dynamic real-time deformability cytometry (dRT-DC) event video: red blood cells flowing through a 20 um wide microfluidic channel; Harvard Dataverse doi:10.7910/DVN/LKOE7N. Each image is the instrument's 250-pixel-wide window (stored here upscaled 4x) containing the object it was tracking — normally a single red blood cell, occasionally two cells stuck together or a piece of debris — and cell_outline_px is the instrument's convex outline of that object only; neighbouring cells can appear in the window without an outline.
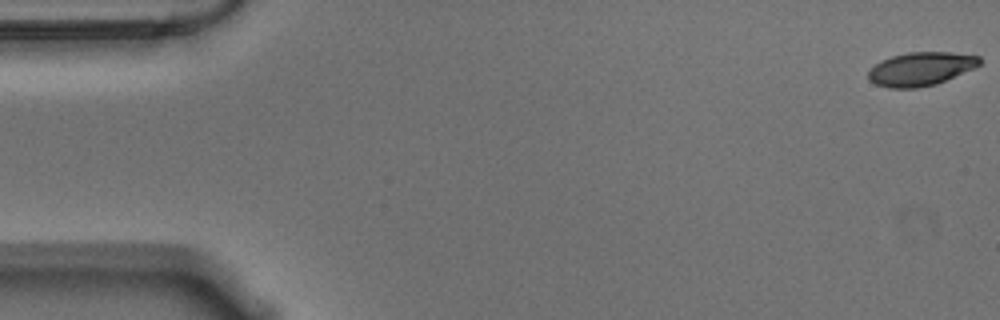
{"species": "Egyptian fruit bat (a non-hibernating species)", "species_latin": "Rousettus aegyptiacus", "temperature_condition": "warm", "stored_images_in_passage": 12, "camera_frame_rate_fps": 3000, "um_per_image_px": 0.085, "animal": {"sex": "male"}, "frame": {"image": 1, "passage_image": 1, "time_ms": 0.0, "image_size_px": [1000, 320], "cell_outline_px": [[980, 64], [972, 68], [936, 84], [916, 88], [888, 88], [876, 84], [868, 80], [868, 72], [880, 60], [892, 56], [908, 52], [948, 52], [980, 56]], "centroid_in_image_um": [78.22, 5.85], "position_along_channel_um": 6.8, "area_um2": 21.5}}